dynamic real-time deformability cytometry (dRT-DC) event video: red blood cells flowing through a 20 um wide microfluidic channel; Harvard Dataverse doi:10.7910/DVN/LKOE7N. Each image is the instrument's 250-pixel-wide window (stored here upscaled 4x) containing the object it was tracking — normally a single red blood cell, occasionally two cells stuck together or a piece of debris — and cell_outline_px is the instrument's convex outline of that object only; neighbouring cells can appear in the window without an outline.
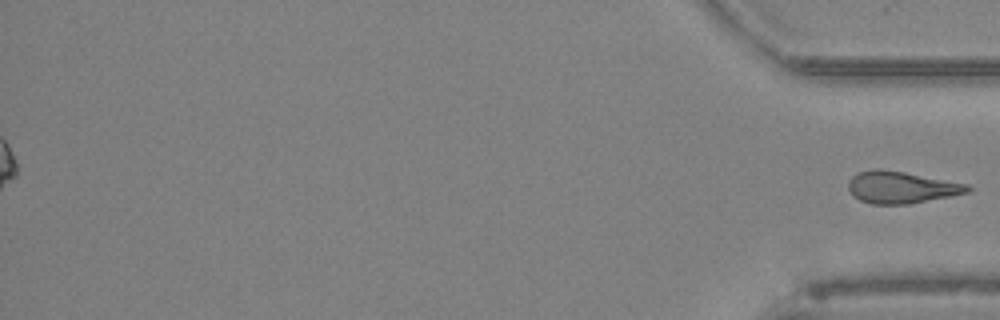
{"species": "Egyptian fruit bat (a non-hibernating species)", "species_latin": "Rousettus aegyptiacus", "temperature_condition": "cold", "stored_images_in_passage": 54, "segment_of_instrument_passage": [2, 2], "camera_frame_rate_fps": 3000, "um_per_image_px": 0.085, "animal": {"sex": "female"}, "frame": {"image": 1, "passage_image": 54, "time_ms": 17.667, "image_size_px": [1000, 320], "cell_outline_px": [[972, 188], [968, 192], [952, 196], [908, 204], [872, 204], [860, 200], [852, 196], [848, 188], [848, 180], [852, 176], [860, 172], [876, 168], [880, 168], [904, 172], [968, 184]], "centroid_in_image_um": [76.59, 15.92], "position_along_channel_um": 358.6, "area_um2": 22.2}}